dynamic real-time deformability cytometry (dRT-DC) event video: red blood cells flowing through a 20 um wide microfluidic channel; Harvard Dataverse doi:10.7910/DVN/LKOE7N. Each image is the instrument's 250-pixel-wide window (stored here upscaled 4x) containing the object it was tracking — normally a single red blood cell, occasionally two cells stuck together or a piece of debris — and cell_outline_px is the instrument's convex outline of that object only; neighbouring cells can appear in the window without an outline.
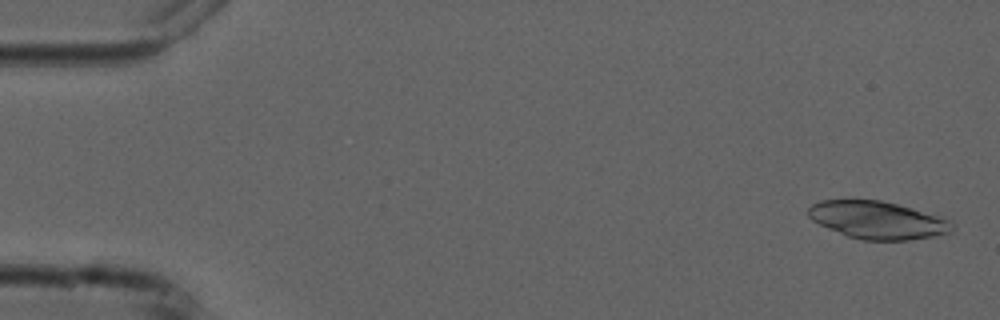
{"species": "common noctule bat (a hibernating species)", "species_latin": "Nyctalus noctula", "temperature_condition": "cold", "stored_images_in_passage": 5, "camera_frame_rate_fps": 3000, "um_per_image_px": 0.085, "animal": {"sex": "male", "forearm_length_mm": 52.5}, "frame": {"image": 1, "passage_image": 1, "time_ms": 0.0, "image_size_px": [1000, 320], "cell_outline_px": [[956, 228], [952, 232], [932, 236], [908, 240], [864, 240], [848, 236], [828, 228], [812, 220], [808, 216], [808, 208], [812, 204], [820, 200], [880, 200], [944, 216], [952, 220], [956, 224]], "centroid_in_image_um": [74.67, 18.7], "position_along_channel_um": 10.3, "area_um2": 31.73}}